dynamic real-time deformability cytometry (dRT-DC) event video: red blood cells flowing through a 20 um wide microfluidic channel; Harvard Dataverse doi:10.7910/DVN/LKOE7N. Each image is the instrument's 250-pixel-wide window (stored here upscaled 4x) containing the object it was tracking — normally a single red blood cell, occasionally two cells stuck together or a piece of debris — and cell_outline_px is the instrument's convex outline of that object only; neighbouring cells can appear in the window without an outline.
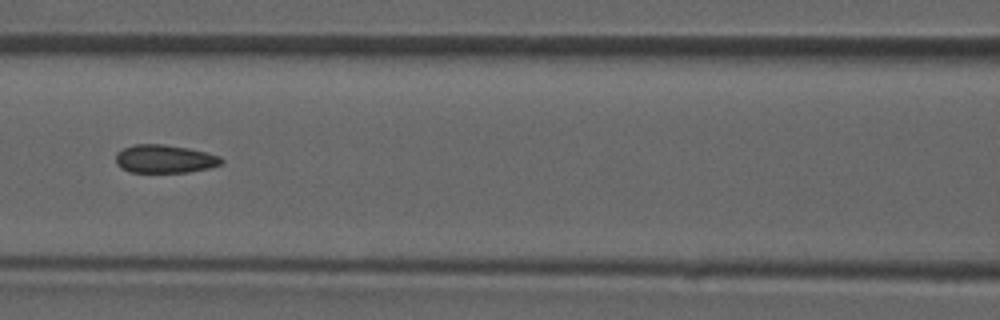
{"species": "common noctule bat (a hibernating species)", "species_latin": "Nyctalus noctula", "temperature_condition": "room temperature", "stored_images_in_passage": 46, "camera_frame_rate_fps": 3000, "um_per_image_px": 0.085, "animal": {"sex": "male", "forearm_length_mm": 52.5}, "frame": {"image": 1, "passage_image": 20, "time_ms": 6.333, "image_size_px": [1000, 320], "cell_outline_px": [[224, 160], [220, 164], [208, 168], [188, 172], [128, 172], [120, 168], [116, 164], [116, 152], [124, 148], [136, 144], [164, 144], [188, 148], [220, 156]], "centroid_in_image_um": [13.96, 13.51], "position_along_channel_um": 152.6, "area_um2": 17.34}}